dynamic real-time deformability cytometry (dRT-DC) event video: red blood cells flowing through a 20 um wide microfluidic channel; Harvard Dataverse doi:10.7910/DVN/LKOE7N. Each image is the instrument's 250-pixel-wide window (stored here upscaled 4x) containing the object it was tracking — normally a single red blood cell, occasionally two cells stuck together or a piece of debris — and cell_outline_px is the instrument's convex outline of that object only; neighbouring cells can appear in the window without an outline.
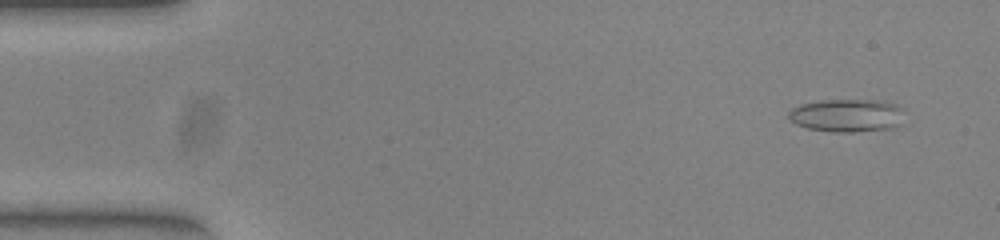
{"species": "common noctule bat (a hibernating species)", "species_latin": "Nyctalus noctula", "temperature_condition": "warm", "stored_images_in_passage": 52, "camera_frame_rate_fps": 3000, "um_per_image_px": 0.085, "animal": {"sex": "female", "body_mass_g": 23.0, "forearm_length_mm": 53.4}, "frame": {"image": 1, "passage_image": 4, "time_ms": 1.0, "image_size_px": [1000, 240], "cell_outline_px": [[900, 124], [896, 128], [852, 132], [832, 132], [808, 128], [796, 124], [788, 116], [788, 112], [792, 108], [800, 104], [820, 100], [884, 100], [896, 104], [900, 108]], "centroid_in_image_um": [71.97, 9.81], "position_along_channel_um": 13.0, "area_um2": 22.25}}
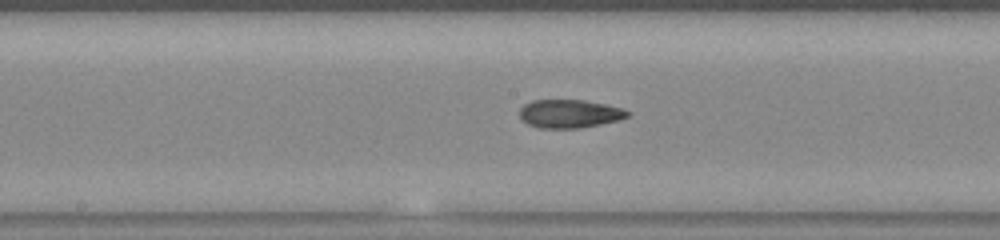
{"frame": {"image": 2, "passage_image": 27, "time_ms": 8.667, "image_size_px": [1000, 240], "cell_outline_px": [[628, 116], [616, 120], [600, 124], [580, 128], [540, 128], [528, 124], [520, 120], [520, 108], [524, 104], [532, 100], [584, 100], [604, 104], [620, 108], [628, 112]], "centroid_in_image_um": [48.33, 9.66], "position_along_channel_um": 199.9, "area_um2": 17.63}}
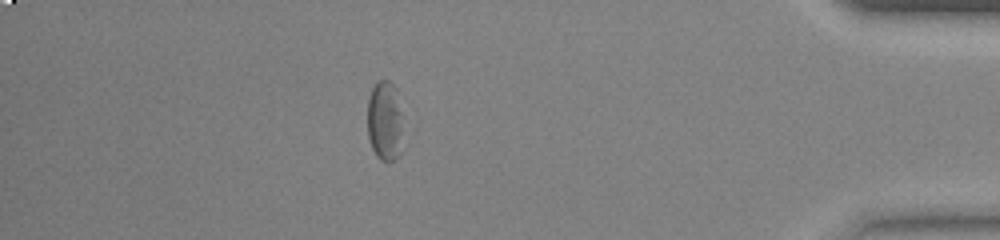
{"frame": {"image": 3, "passage_image": 46, "time_ms": 15.0, "image_size_px": [1000, 240], "cell_outline_px": [[404, 116], [396, 156], [392, 160], [380, 160], [376, 156], [372, 148], [368, 136], [368, 96], [376, 80], [388, 80], [396, 88]], "centroid_in_image_um": [32.69, 10.18], "position_along_channel_um": 402.5, "area_um2": 16.59}, "authors_computed_cell_mechanics": {"area_um2": 18.6116, "velocity_mm_per_s": 3.9252, "shape_relaxation_time_tau1_ms": 7.5243, "shape_relaxation_time_tau2_ms": 3.6698, "deformation_change_tau1": 0.1915, "deformation_change_tau2": 0.1186}}